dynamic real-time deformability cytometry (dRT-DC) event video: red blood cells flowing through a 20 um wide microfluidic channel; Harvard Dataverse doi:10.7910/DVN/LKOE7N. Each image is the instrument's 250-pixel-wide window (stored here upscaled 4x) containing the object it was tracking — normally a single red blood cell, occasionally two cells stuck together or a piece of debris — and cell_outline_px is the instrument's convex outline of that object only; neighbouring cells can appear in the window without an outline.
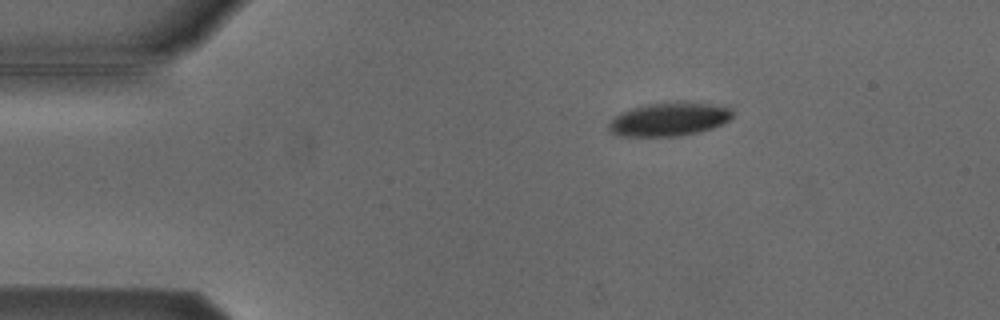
{"species": "Egyptian fruit bat (a non-hibernating species)", "species_latin": "Rousettus aegyptiacus", "temperature_condition": "cold", "stored_images_in_passage": 4, "camera_frame_rate_fps": 3000, "um_per_image_px": 0.085, "animal": {"sex": "male"}, "frame": {"image": 1, "passage_image": 1, "time_ms": 0.0, "image_size_px": [1000, 320], "cell_outline_px": [[736, 112], [728, 120], [712, 128], [700, 132], [680, 136], [616, 136], [608, 132], [608, 124], [620, 112], [632, 108], [648, 104], [676, 100], [680, 100], [724, 104], [732, 108]], "centroid_in_image_um": [56.93, 10.1], "position_along_channel_um": 28.1, "area_um2": 25.03}}
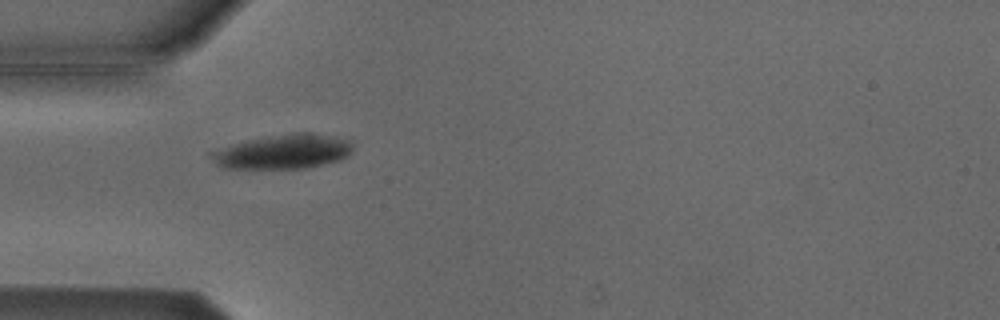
{"frame": {"image": 2, "passage_image": 3, "time_ms": 2.333, "image_size_px": [1000, 320], "cell_outline_px": [[352, 152], [348, 156], [340, 160], [324, 164], [304, 168], [224, 168], [216, 164], [204, 152], [232, 144], [248, 140], [268, 136], [300, 132], [312, 132], [336, 136], [352, 140]], "centroid_in_image_um": [24.06, 12.88], "position_along_channel_um": 60.9, "area_um2": 28.78}}